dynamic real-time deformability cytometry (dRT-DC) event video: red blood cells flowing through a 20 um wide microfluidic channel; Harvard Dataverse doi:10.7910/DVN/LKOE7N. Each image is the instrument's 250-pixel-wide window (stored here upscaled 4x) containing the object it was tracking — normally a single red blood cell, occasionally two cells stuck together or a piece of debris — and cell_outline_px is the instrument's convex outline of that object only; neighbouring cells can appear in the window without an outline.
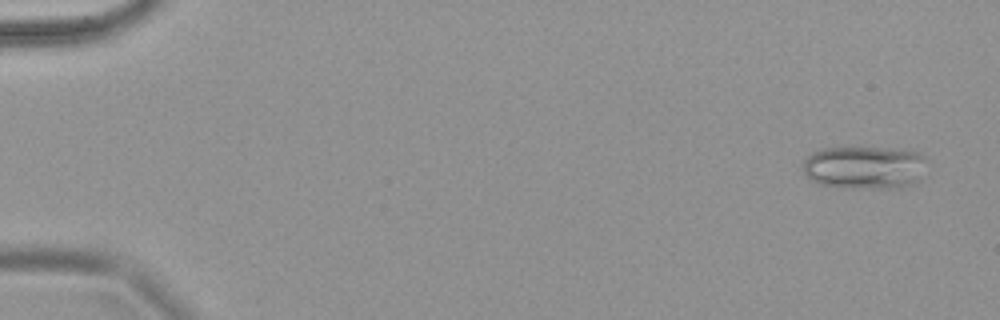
{"species": "common noctule bat (a hibernating species)", "species_latin": "Nyctalus noctula", "temperature_condition": "warm", "stored_images_in_passage": 7, "camera_frame_rate_fps": 3000, "um_per_image_px": 0.085, "animal": {"sex": "female", "body_mass_g": 18.4}, "frame": {"image": 1, "passage_image": 1, "time_ms": 0.0, "image_size_px": [1000, 320], "cell_outline_px": [[928, 160], [916, 184], [896, 188], [852, 188], [820, 184], [812, 180], [804, 172], [804, 160], [812, 152], [824, 148], [912, 148], [920, 152]], "centroid_in_image_um": [73.57, 14.21], "position_along_channel_um": 11.4, "area_um2": 31.44}}